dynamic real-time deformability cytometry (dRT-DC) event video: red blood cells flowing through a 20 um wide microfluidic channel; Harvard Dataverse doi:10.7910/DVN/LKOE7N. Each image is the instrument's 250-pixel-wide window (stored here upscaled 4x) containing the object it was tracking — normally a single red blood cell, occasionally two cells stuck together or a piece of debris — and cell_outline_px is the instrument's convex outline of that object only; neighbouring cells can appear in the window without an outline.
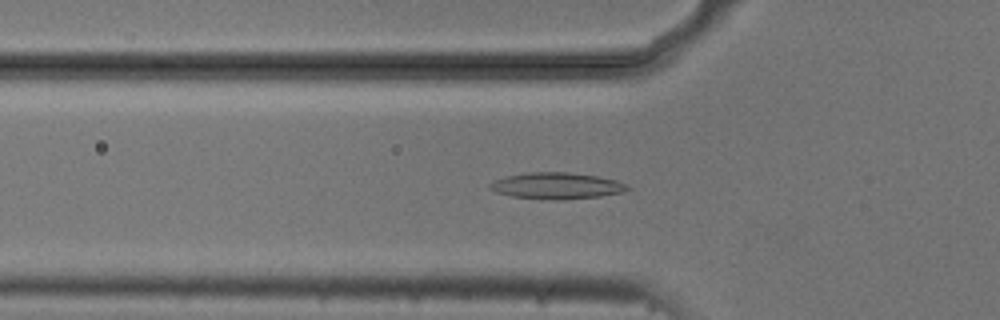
{"species": "common noctule bat (a hibernating species)", "species_latin": "Nyctalus noctula", "temperature_condition": "cold", "stored_images_in_passage": 54, "camera_frame_rate_fps": 3000, "um_per_image_px": 0.085, "animal": {"sex": "male", "body_mass_g": 20.5, "forearm_length_mm": 52.5}, "frame": {"image": 1, "passage_image": 18, "time_ms": 5.667, "image_size_px": [1000, 320], "cell_outline_px": [[632, 188], [624, 192], [600, 196], [560, 200], [552, 200], [512, 196], [496, 192], [488, 188], [488, 184], [496, 180], [508, 176], [532, 172], [568, 172], [596, 176], [616, 180], [628, 184]], "centroid_in_image_um": [47.36, 15.8], "position_along_channel_um": 78.4, "area_um2": 21.1}}
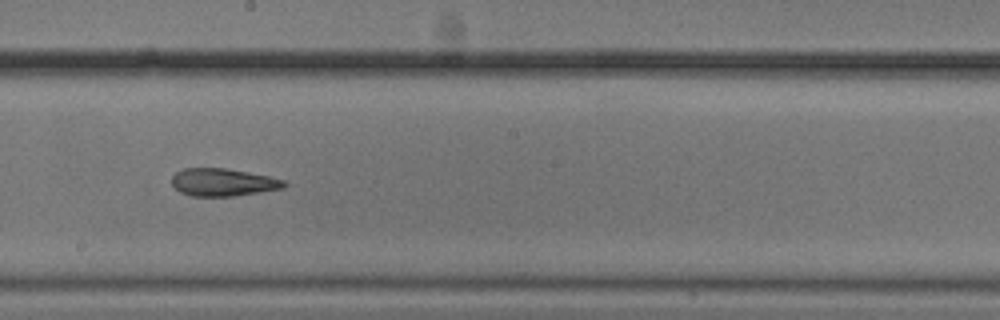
{"frame": {"image": 2, "passage_image": 30, "time_ms": 9.667, "image_size_px": [1000, 320], "cell_outline_px": [[288, 184], [284, 188], [232, 196], [192, 196], [180, 192], [172, 184], [172, 176], [176, 172], [184, 168], [224, 168], [248, 172], [268, 176], [284, 180]], "centroid_in_image_um": [18.95, 15.49], "position_along_channel_um": 229.3, "area_um2": 17.98}}
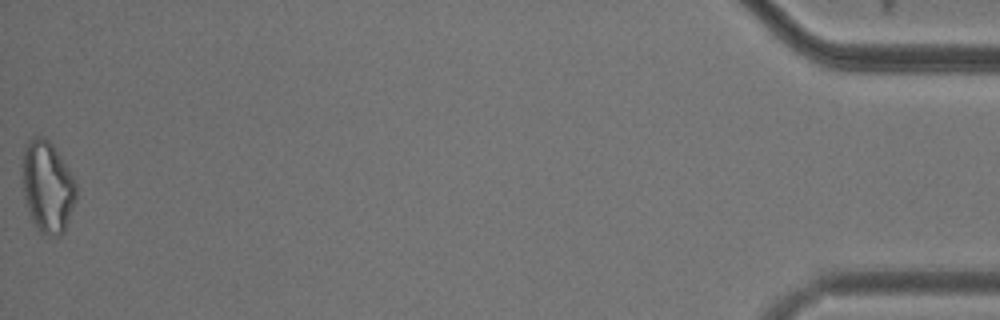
{"frame": {"image": 3, "passage_image": 54, "time_ms": 17.667, "image_size_px": [1000, 320], "cell_outline_px": [[76, 200], [64, 232], [60, 236], [48, 236], [40, 232], [32, 220], [28, 212], [24, 200], [24, 148], [28, 140], [32, 136], [44, 136], [52, 144], [72, 176], [76, 184]], "centroid_in_image_um": [4.04, 15.91], "position_along_channel_um": 431.2, "area_um2": 28.38}, "authors_computed_cell_mechanics": {"area_um2": 20.6057, "velocity_mm_per_s": 3.7453, "shape_relaxation_time_tau1_ms": null, "shape_relaxation_time_tau2_ms": 4.2015, "deformation_change_tau1": null, "deformation_change_tau2": 0.1287}}